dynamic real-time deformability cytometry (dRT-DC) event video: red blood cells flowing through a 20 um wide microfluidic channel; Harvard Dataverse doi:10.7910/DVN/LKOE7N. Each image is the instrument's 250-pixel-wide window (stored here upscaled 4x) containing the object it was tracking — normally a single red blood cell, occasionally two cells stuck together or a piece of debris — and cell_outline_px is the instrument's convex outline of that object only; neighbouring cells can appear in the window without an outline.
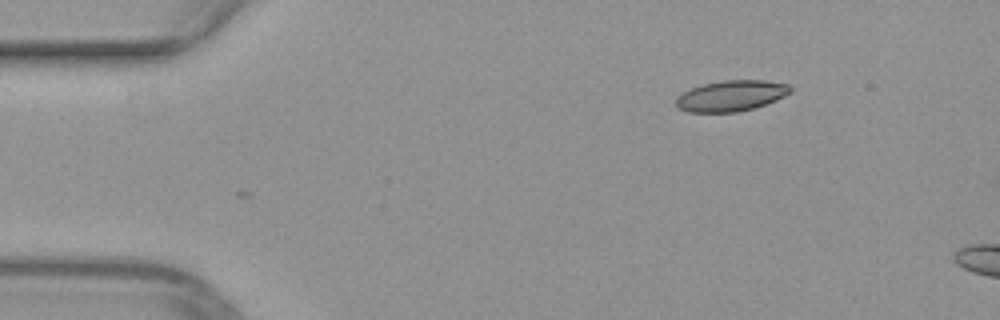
{"species": "common noctule bat (a hibernating species)", "species_latin": "Nyctalus noctula", "temperature_condition": "warm", "stored_images_in_passage": 3, "camera_frame_rate_fps": 3000, "um_per_image_px": 0.085, "animal": {"sex": "female", "body_mass_g": 29.2, "forearm_length_mm": 56.3}, "frame": {"image": 1, "passage_image": 3, "time_ms": 0.667, "image_size_px": [1000, 320], "cell_outline_px": [[792, 92], [776, 100], [752, 108], [736, 112], [688, 112], [676, 108], [676, 96], [692, 88], [704, 84], [724, 80], [764, 80], [788, 84], [792, 88]], "centroid_in_image_um": [62.14, 8.14], "position_along_channel_um": 22.9, "area_um2": 20.46}}